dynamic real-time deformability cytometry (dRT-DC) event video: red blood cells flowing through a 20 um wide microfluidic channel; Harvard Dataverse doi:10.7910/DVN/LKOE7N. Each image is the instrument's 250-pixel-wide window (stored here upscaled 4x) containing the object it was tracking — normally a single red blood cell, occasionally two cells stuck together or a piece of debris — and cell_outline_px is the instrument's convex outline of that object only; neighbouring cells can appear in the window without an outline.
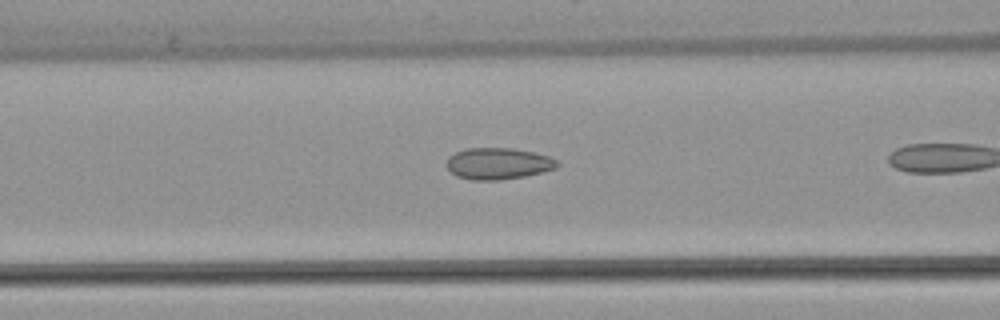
{"species": "common noctule bat (a hibernating species)", "species_latin": "Nyctalus noctula", "temperature_condition": "warm", "stored_images_in_passage": 19, "camera_frame_rate_fps": 3000, "um_per_image_px": 0.085, "animal": {"sex": "female", "body_mass_g": 22.7, "forearm_length_mm": 54.2}, "frame": {"image": 1, "passage_image": 14, "time_ms": 4.333, "image_size_px": [1000, 320], "cell_outline_px": [[560, 164], [556, 168], [524, 176], [500, 180], [472, 180], [456, 176], [444, 164], [448, 156], [464, 148], [512, 148], [532, 152], [548, 156], [556, 160]], "centroid_in_image_um": [42.29, 13.9], "position_along_channel_um": 124.3, "area_um2": 20.35}}